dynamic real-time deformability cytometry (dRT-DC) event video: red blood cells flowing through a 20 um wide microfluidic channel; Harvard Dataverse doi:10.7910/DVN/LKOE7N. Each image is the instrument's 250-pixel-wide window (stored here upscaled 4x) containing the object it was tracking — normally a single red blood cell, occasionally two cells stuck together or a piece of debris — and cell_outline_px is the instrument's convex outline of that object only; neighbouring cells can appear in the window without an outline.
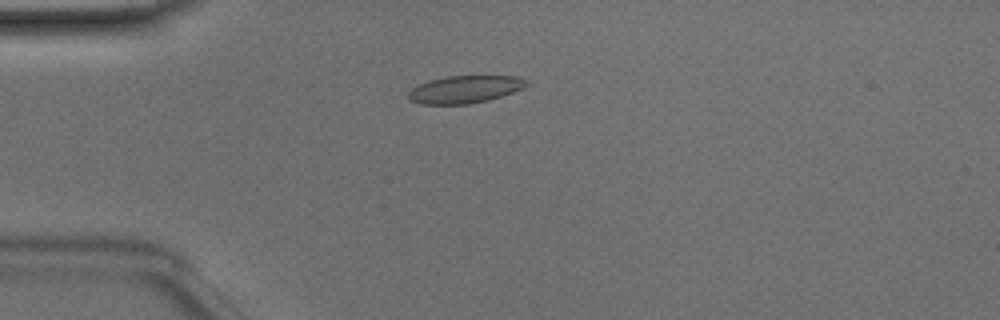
{"species": "Egyptian fruit bat (a non-hibernating species)", "species_latin": "Rousettus aegyptiacus", "temperature_condition": "room temperature", "stored_images_in_passage": 39, "camera_frame_rate_fps": 3000, "um_per_image_px": 0.085, "animal": {"sex": "male"}, "frame": {"image": 1, "passage_image": 3, "time_ms": 0.667, "image_size_px": [1000, 320], "cell_outline_px": [[528, 84], [512, 92], [488, 100], [468, 104], [420, 104], [408, 100], [408, 92], [412, 88], [428, 80], [448, 76], [516, 76], [528, 80]], "centroid_in_image_um": [39.46, 7.59], "position_along_channel_um": 45.5, "area_um2": 18.79}}
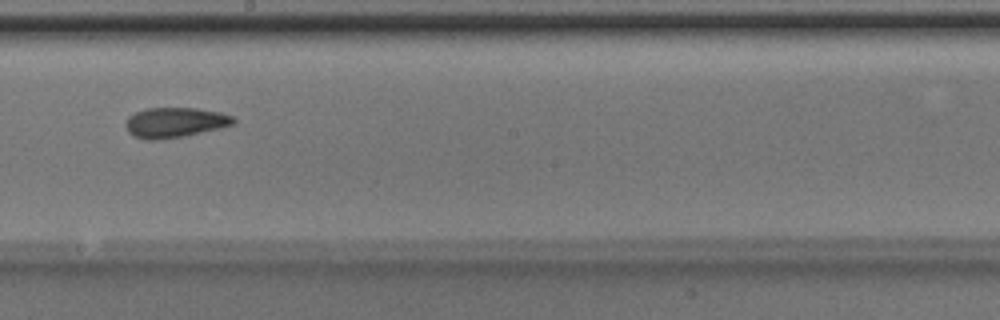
{"frame": {"image": 2, "passage_image": 18, "time_ms": 5.667, "image_size_px": [1000, 320], "cell_outline_px": [[236, 120], [232, 124], [220, 128], [184, 136], [156, 140], [148, 140], [132, 136], [128, 132], [124, 124], [128, 116], [136, 112], [148, 108], [196, 108], [220, 112], [232, 116]], "centroid_in_image_um": [14.83, 10.41], "position_along_channel_um": 233.4, "area_um2": 18.9}}
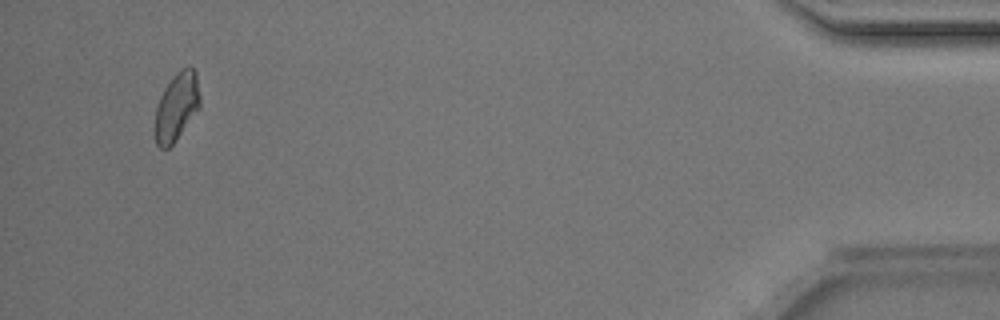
{"frame": {"image": 3, "passage_image": 37, "time_ms": 12.0, "image_size_px": [1000, 320], "cell_outline_px": [[200, 108], [172, 144], [168, 148], [160, 148], [156, 144], [156, 108], [160, 96], [164, 88], [172, 76], [180, 68], [188, 64], [196, 72], [200, 96]], "centroid_in_image_um": [15.04, 9.0], "position_along_channel_um": 420.2, "area_um2": 17.8}, "authors_computed_cell_mechanics": {"area_um2": 18.207, "velocity_mm_per_s": 4.1417, "shape_relaxation_time_tau1_ms": null, "shape_relaxation_time_tau2_ms": 4.7654, "deformation_change_tau1": null, "deformation_change_tau2": 0.0849}}